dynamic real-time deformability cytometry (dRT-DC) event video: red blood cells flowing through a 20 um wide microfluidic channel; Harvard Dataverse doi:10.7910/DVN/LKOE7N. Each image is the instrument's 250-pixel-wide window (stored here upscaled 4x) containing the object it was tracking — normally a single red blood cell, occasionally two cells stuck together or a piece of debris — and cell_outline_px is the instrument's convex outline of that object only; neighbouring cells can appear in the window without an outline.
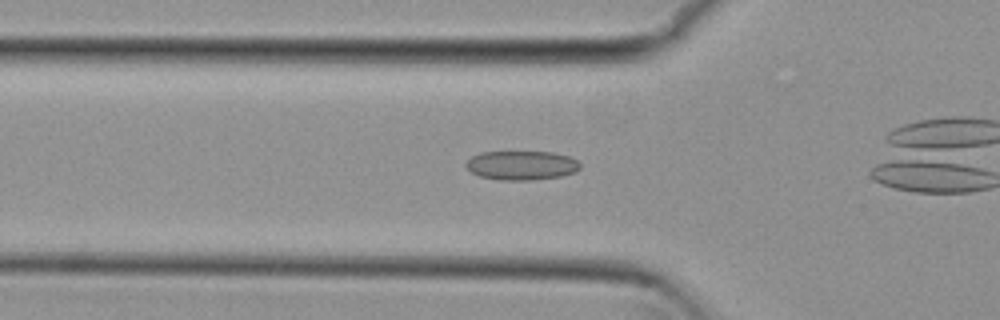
{"species": "common noctule bat (a hibernating species)", "species_latin": "Nyctalus noctula", "temperature_condition": "cold", "stored_images_in_passage": 32, "camera_frame_rate_fps": 3000, "um_per_image_px": 0.085, "animal": {"sex": "female", "body_mass_g": 29.2, "forearm_length_mm": 56.3}, "frame": {"image": 1, "passage_image": 7, "time_ms": 2.0, "image_size_px": [1000, 320], "cell_outline_px": [[580, 168], [576, 172], [560, 176], [532, 180], [500, 180], [480, 176], [472, 172], [464, 164], [472, 156], [480, 152], [552, 152], [568, 156], [576, 160], [580, 164]], "centroid_in_image_um": [44.33, 14.05], "position_along_channel_um": 81.5, "area_um2": 19.31}}
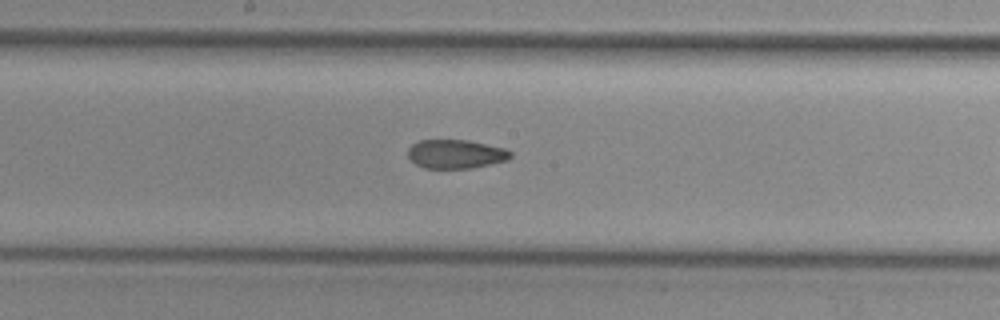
{"frame": {"image": 2, "passage_image": 17, "time_ms": 5.333, "image_size_px": [1000, 320], "cell_outline_px": [[512, 156], [508, 160], [472, 168], [424, 168], [416, 164], [408, 156], [408, 148], [412, 144], [420, 140], [468, 140], [504, 148], [512, 152]], "centroid_in_image_um": [38.75, 13.09], "position_along_channel_um": 209.5, "area_um2": 17.22}}
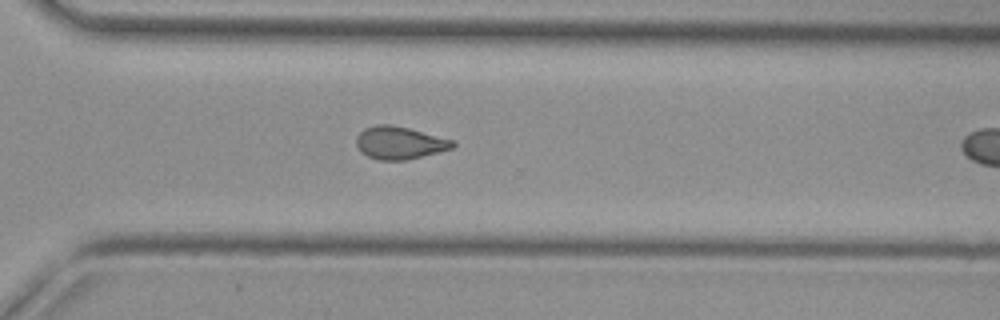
{"frame": {"image": 3, "passage_image": 27, "time_ms": 8.667, "image_size_px": [1000, 320], "cell_outline_px": [[456, 144], [452, 148], [408, 160], [380, 160], [368, 156], [356, 144], [356, 136], [364, 128], [376, 124], [392, 124], [408, 128], [452, 140]], "centroid_in_image_um": [33.94, 12.13], "position_along_channel_um": 336.7, "area_um2": 18.09}}